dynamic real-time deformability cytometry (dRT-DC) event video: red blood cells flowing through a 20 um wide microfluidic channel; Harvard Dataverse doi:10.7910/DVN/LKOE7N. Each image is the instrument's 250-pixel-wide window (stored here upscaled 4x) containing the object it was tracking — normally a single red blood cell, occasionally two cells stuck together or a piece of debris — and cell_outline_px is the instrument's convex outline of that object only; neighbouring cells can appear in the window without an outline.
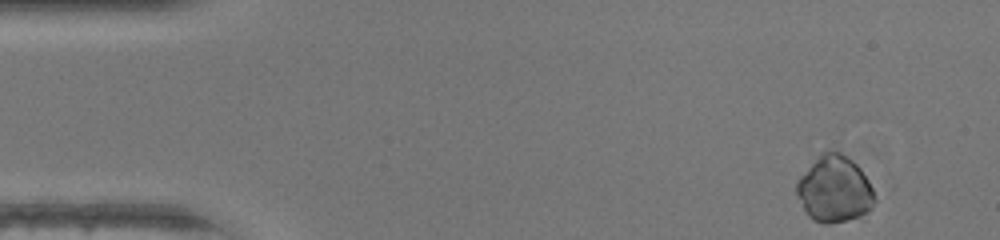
{"species": "human", "species_latin": "Homo sapiens", "temperature_condition": "warm", "stored_images_in_passage": 47, "camera_frame_rate_fps": 3000, "um_per_image_px": 0.085, "donor": {"sex": "female"}, "frame": {"image": 1, "passage_image": 2, "time_ms": 0.333, "image_size_px": [1000, 240], "cell_outline_px": [[872, 208], [864, 220], [828, 224], [824, 224], [812, 220], [808, 216], [796, 196], [796, 180], [824, 152], [840, 152], [848, 156], [860, 168], [868, 180], [872, 188]], "centroid_in_image_um": [70.94, 16.17], "position_along_channel_um": 14.1, "area_um2": 30.52}}
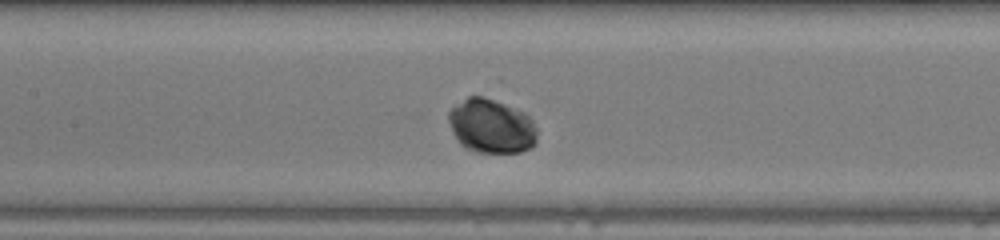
{"frame": {"image": 2, "passage_image": 21, "time_ms": 6.667, "image_size_px": [1000, 240], "cell_outline_px": [[536, 144], [532, 148], [520, 152], [476, 152], [464, 148], [460, 144], [452, 132], [448, 120], [448, 112], [452, 108], [468, 96], [484, 96], [524, 112], [532, 120], [536, 128]], "centroid_in_image_um": [41.76, 10.73], "position_along_channel_um": 165.6, "area_um2": 27.98}}
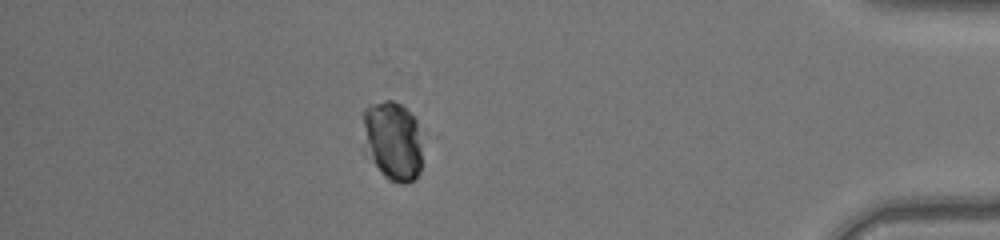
{"frame": {"image": 3, "passage_image": 41, "time_ms": 13.333, "image_size_px": [1000, 240], "cell_outline_px": [[424, 136], [420, 172], [412, 180], [404, 184], [388, 180], [380, 172], [364, 152], [364, 108], [368, 104], [384, 100], [392, 100], [400, 104], [416, 120]], "centroid_in_image_um": [33.41, 11.97], "position_along_channel_um": 401.8, "area_um2": 28.21}}